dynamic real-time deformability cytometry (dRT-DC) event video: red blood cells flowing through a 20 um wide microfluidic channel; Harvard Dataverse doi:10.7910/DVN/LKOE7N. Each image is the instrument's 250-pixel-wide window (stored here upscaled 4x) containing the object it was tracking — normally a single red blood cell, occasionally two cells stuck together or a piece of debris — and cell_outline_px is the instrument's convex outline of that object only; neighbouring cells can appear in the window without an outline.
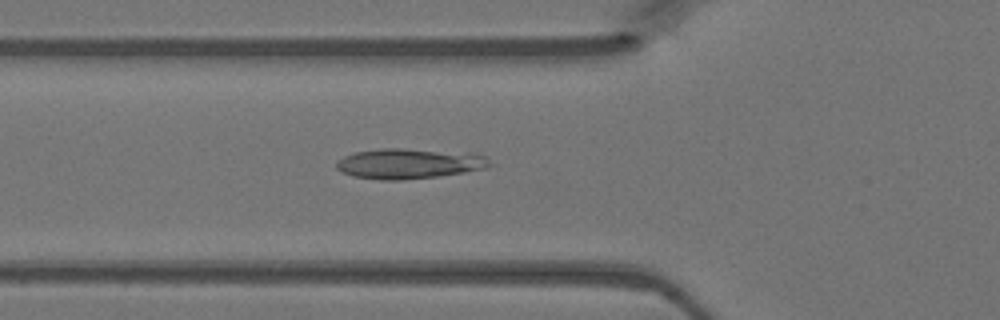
{"species": "Egyptian fruit bat (a non-hibernating species)", "species_latin": "Rousettus aegyptiacus", "temperature_condition": "warm", "stored_images_in_passage": 36, "camera_frame_rate_fps": 3000, "um_per_image_px": 0.085, "animal": {"sex": "female"}, "frame": {"image": 1, "passage_image": 11, "time_ms": 3.333, "image_size_px": [1000, 320], "cell_outline_px": [[492, 164], [488, 168], [464, 172], [436, 176], [400, 180], [380, 180], [352, 176], [340, 172], [336, 168], [336, 160], [344, 156], [356, 152], [380, 148], [400, 148], [468, 152], [484, 156]], "centroid_in_image_um": [34.74, 13.9], "position_along_channel_um": 91.1, "area_um2": 27.17}}
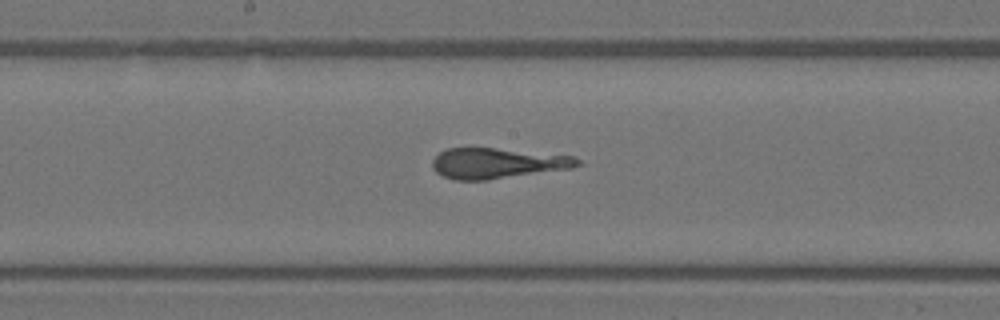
{"frame": {"image": 2, "passage_image": 19, "time_ms": 6.0, "image_size_px": [1000, 320], "cell_outline_px": [[584, 164], [572, 168], [488, 180], [452, 180], [436, 172], [432, 168], [432, 160], [440, 152], [448, 148], [492, 148], [576, 156]], "centroid_in_image_um": [42.29, 13.88], "position_along_channel_um": 205.9, "area_um2": 25.84}}
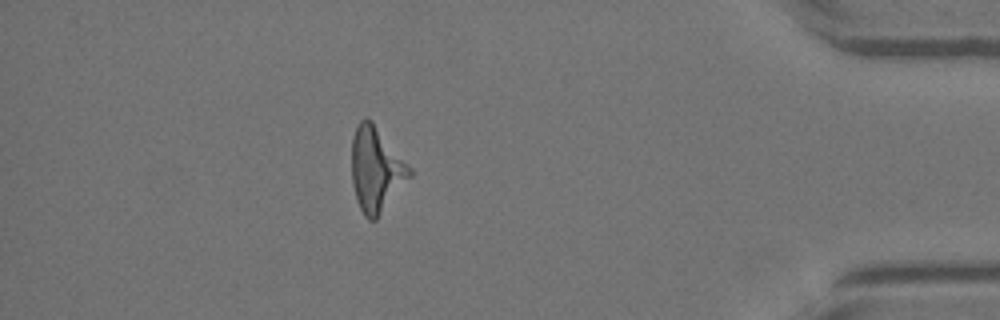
{"frame": {"image": 3, "passage_image": 36, "time_ms": 11.667, "image_size_px": [1000, 320], "cell_outline_px": [[412, 176], [376, 220], [368, 220], [364, 216], [356, 200], [352, 184], [352, 136], [360, 120], [364, 116], [368, 116], [372, 120], [412, 168]], "centroid_in_image_um": [31.97, 14.39], "position_along_channel_um": 403.2, "area_um2": 28.9}}